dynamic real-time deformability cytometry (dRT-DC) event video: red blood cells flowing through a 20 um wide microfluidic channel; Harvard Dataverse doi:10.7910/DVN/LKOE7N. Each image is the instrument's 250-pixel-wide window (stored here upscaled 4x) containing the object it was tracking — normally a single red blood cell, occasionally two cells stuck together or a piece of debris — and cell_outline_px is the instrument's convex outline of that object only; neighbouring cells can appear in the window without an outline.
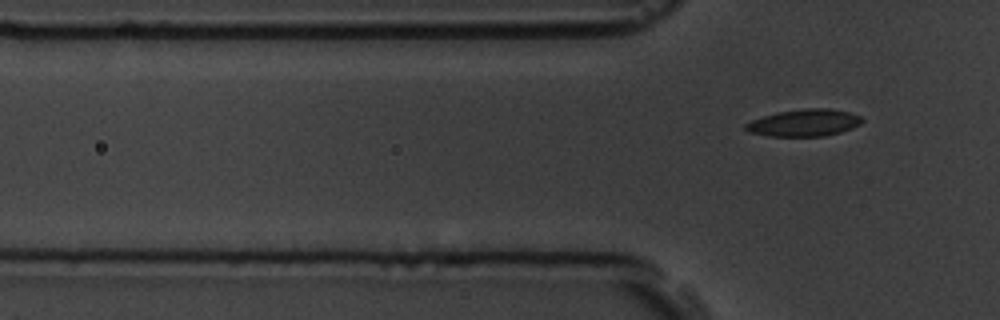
{"species": "common noctule bat (a hibernating species)", "species_latin": "Nyctalus noctula", "temperature_condition": "room temperature", "stored_images_in_passage": 6, "segment_of_instrument_passage": [2, 2], "camera_frame_rate_fps": 3000, "um_per_image_px": 0.085, "animal": {"sex": "male", "body_mass_g": 19.5, "forearm_length_mm": 54.6}, "frame": {"image": 1, "passage_image": 6, "time_ms": 5.667, "image_size_px": [1000, 320], "cell_outline_px": [[864, 120], [860, 124], [852, 128], [840, 132], [824, 136], [768, 136], [748, 132], [744, 128], [744, 124], [752, 120], [776, 112], [804, 108], [828, 108], [848, 112], [860, 116]], "centroid_in_image_um": [68.33, 10.43], "position_along_channel_um": 57.5, "area_um2": 18.38}}